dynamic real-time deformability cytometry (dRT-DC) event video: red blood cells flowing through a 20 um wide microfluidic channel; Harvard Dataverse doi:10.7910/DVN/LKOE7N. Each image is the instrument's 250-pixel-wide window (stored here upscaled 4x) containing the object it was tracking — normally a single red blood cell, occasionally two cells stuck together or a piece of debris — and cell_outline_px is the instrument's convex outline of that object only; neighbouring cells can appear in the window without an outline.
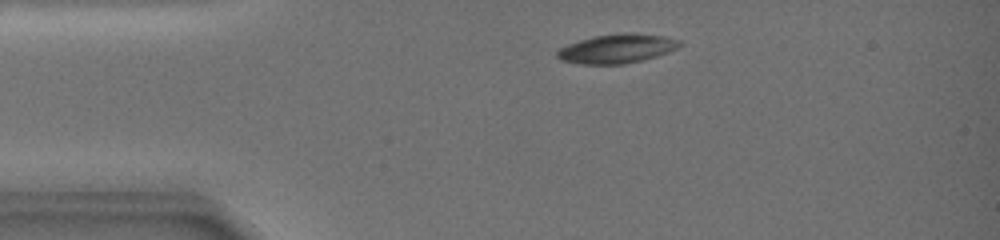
{"species": "common noctule bat (a hibernating species)", "species_latin": "Nyctalus noctula", "temperature_condition": "warm", "stored_images_in_passage": 50, "camera_frame_rate_fps": 3000, "um_per_image_px": 0.085, "animal": {"sex": "female", "body_mass_g": 19.0, "forearm_length_mm": 51.5}, "frame": {"image": 1, "passage_image": 5, "time_ms": 2.0, "image_size_px": [1000, 240], "cell_outline_px": [[684, 44], [668, 52], [644, 60], [624, 64], [580, 64], [560, 60], [556, 56], [556, 52], [560, 48], [568, 44], [580, 40], [596, 36], [664, 36], [680, 40]], "centroid_in_image_um": [52.4, 4.2], "position_along_channel_um": 32.6, "area_um2": 19.77}}
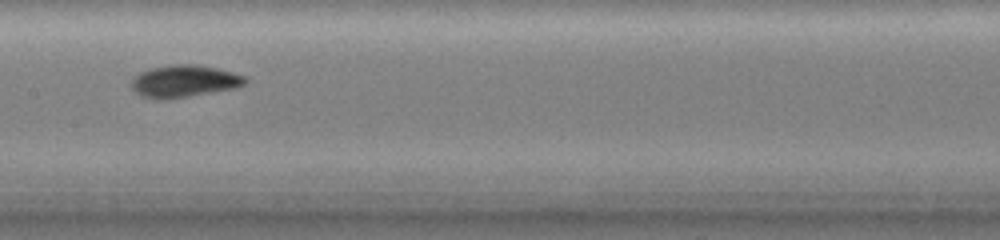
{"frame": {"image": 2, "passage_image": 22, "time_ms": 8.0, "image_size_px": [1000, 240], "cell_outline_px": [[244, 84], [232, 88], [180, 96], [148, 96], [140, 92], [132, 84], [136, 76], [152, 68], [172, 64], [196, 64], [216, 68], [232, 72], [244, 76]], "centroid_in_image_um": [15.74, 6.82], "position_along_channel_um": 191.7, "area_um2": 19.42}}
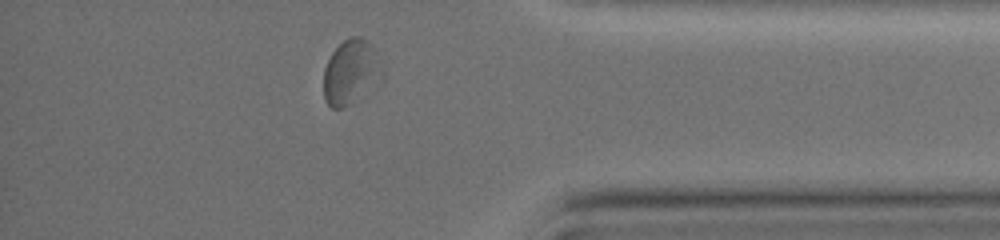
{"frame": {"image": 3, "passage_image": 45, "time_ms": 14.667, "image_size_px": [1000, 240], "cell_outline_px": [[372, 48], [344, 104], [340, 108], [332, 108], [328, 104], [324, 96], [324, 68], [332, 52], [344, 40], [352, 36], [360, 36], [368, 40], [372, 44]], "centroid_in_image_um": [29.29, 5.89], "position_along_channel_um": 405.9, "area_um2": 15.49}, "authors_computed_cell_mechanics": {"area_um2": 19.1607, "velocity_mm_per_s": 3.354, "shape_relaxation_time_tau1_ms": 3.5556, "shape_relaxation_time_tau2_ms": 2.8093, "deformation_change_tau1": 0.1722, "deformation_change_tau2": 0.049}}